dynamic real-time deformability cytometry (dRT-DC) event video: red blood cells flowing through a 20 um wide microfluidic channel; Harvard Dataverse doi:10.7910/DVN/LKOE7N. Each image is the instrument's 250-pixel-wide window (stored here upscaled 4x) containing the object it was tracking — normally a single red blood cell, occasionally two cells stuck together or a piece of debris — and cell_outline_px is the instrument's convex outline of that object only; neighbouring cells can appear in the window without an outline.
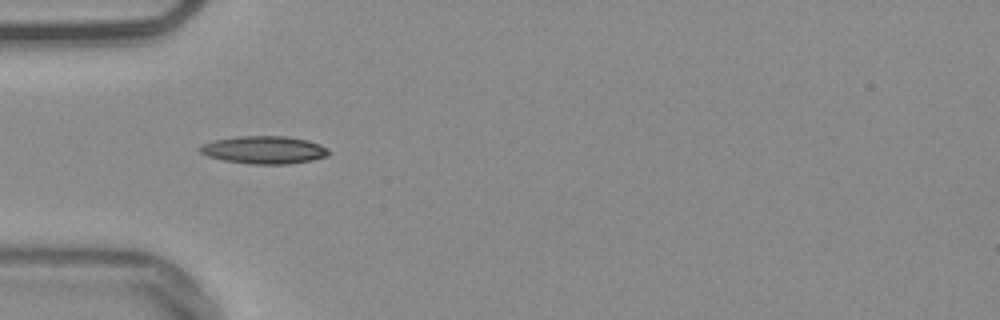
{"species": "common noctule bat (a hibernating species)", "species_latin": "Nyctalus noctula", "temperature_condition": "warm", "stored_images_in_passage": 53, "camera_frame_rate_fps": 3000, "um_per_image_px": 0.085, "animal": {"sex": "male", "body_mass_g": 20.4}, "frame": {"image": 1, "passage_image": 16, "time_ms": 5.0, "image_size_px": [1000, 320], "cell_outline_px": [[328, 156], [312, 160], [288, 164], [248, 164], [224, 160], [208, 156], [200, 152], [196, 148], [200, 144], [212, 140], [236, 136], [284, 136], [308, 140], [320, 144], [328, 148]], "centroid_in_image_um": [22.4, 12.73], "position_along_channel_um": 62.6, "area_um2": 21.04}}
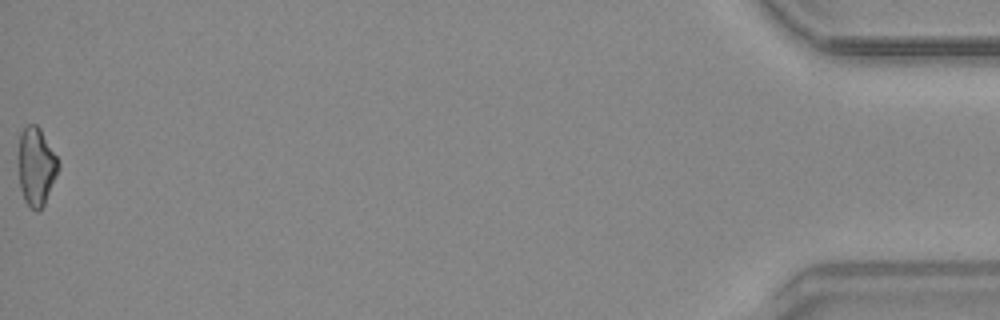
{"frame": {"image": 2, "passage_image": 53, "time_ms": 17.333, "image_size_px": [1000, 320], "cell_outline_px": [[60, 168], [44, 204], [40, 212], [36, 212], [28, 208], [24, 200], [20, 188], [16, 160], [16, 156], [20, 132], [28, 124], [36, 124], [40, 128], [56, 156], [60, 164]], "centroid_in_image_um": [3.03, 14.17], "position_along_channel_um": 432.2, "area_um2": 18.9}}